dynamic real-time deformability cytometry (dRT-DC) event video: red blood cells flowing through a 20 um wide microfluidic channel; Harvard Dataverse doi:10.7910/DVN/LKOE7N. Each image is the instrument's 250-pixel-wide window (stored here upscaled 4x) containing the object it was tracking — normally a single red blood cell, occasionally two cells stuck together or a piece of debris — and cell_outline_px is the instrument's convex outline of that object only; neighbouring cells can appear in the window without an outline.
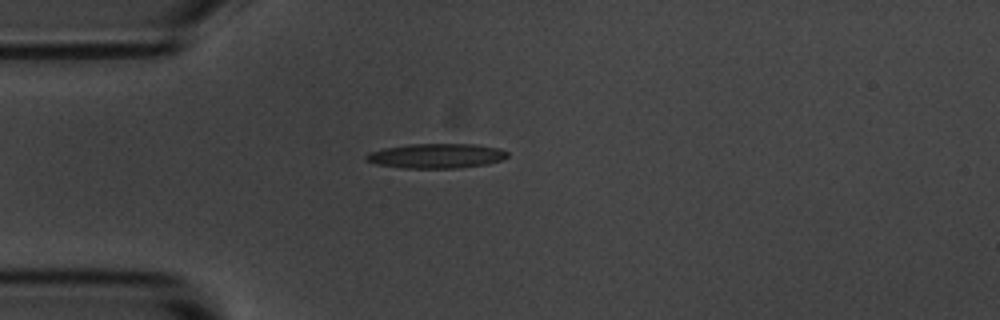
{"species": "common noctule bat (a hibernating species)", "species_latin": "Nyctalus noctula", "temperature_condition": "room temperature", "stored_images_in_passage": 1, "camera_frame_rate_fps": 3000, "um_per_image_px": 0.085, "animal": {"sex": "male", "body_mass_g": 20.1, "forearm_length_mm": 53.5}, "frame": {"image": 1, "passage_image": 1, "time_ms": 0.0, "image_size_px": [1000, 320], "cell_outline_px": [[508, 156], [500, 160], [488, 164], [460, 168], [404, 168], [376, 164], [364, 160], [364, 156], [368, 152], [384, 148], [408, 144], [476, 144], [500, 148], [508, 152]], "centroid_in_image_um": [37.07, 13.25], "position_along_channel_um": 47.9, "area_um2": 20.52}}